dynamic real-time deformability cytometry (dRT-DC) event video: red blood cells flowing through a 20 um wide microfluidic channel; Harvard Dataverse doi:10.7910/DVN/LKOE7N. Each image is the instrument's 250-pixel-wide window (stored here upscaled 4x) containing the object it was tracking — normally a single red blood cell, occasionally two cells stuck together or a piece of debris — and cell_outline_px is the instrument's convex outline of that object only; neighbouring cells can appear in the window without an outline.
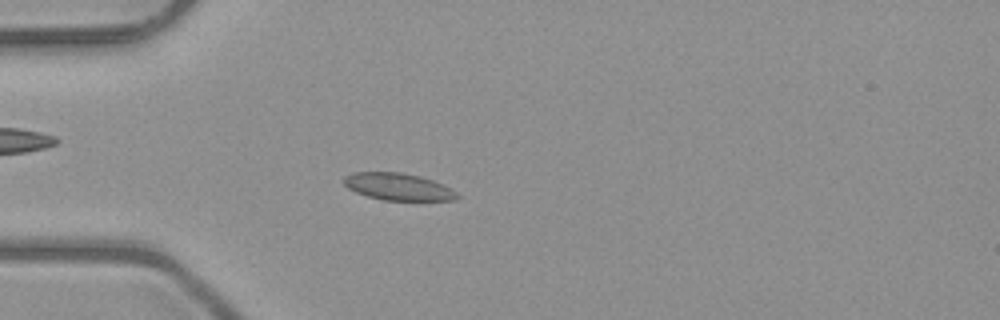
{"species": "common noctule bat (a hibernating species)", "species_latin": "Nyctalus noctula", "temperature_condition": "room temperature", "stored_images_in_passage": 52, "camera_frame_rate_fps": 3000, "um_per_image_px": 0.085, "animal": {"sex": "male", "body_mass_g": 23.1, "forearm_length_mm": 52.7}, "frame": {"image": 1, "passage_image": 15, "time_ms": 4.667, "image_size_px": [1000, 320], "cell_outline_px": [[460, 196], [456, 200], [384, 200], [368, 196], [356, 192], [348, 188], [344, 184], [344, 176], [352, 172], [400, 172], [420, 176], [444, 184], [452, 188]], "centroid_in_image_um": [33.86, 15.86], "position_along_channel_um": 51.1, "area_um2": 17.92}}
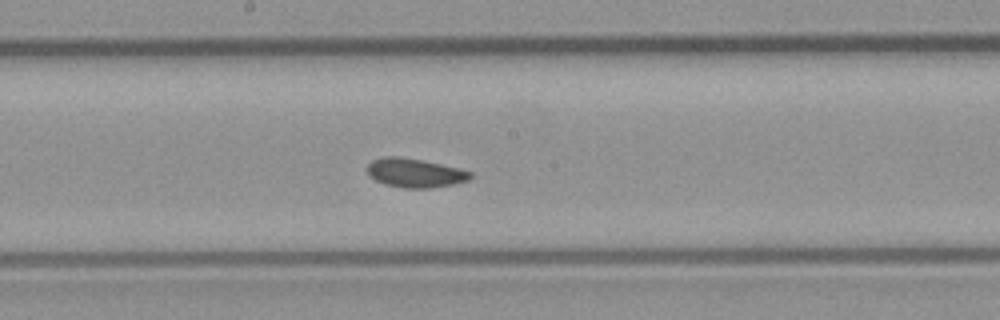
{"frame": {"image": 2, "passage_image": 28, "time_ms": 9.0, "image_size_px": [1000, 320], "cell_outline_px": [[472, 176], [468, 180], [456, 184], [428, 188], [404, 188], [384, 184], [368, 176], [368, 164], [372, 160], [384, 156], [396, 156], [420, 160], [440, 164], [472, 172]], "centroid_in_image_um": [35.25, 14.71], "position_along_channel_um": 213.0, "area_um2": 17.28}}
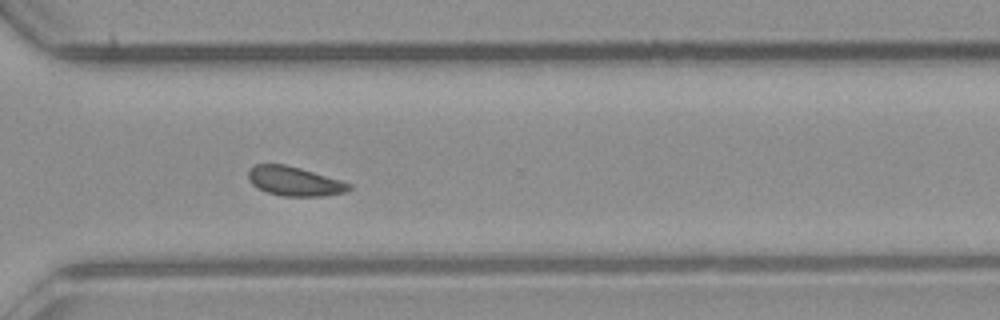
{"frame": {"image": 3, "passage_image": 38, "time_ms": 12.333, "image_size_px": [1000, 320], "cell_outline_px": [[352, 188], [348, 192], [320, 196], [284, 196], [268, 192], [252, 184], [248, 180], [248, 172], [256, 164], [284, 164], [300, 168], [340, 180], [352, 184]], "centroid_in_image_um": [25.06, 15.41], "position_along_channel_um": 345.5, "area_um2": 16.99}, "authors_computed_cell_mechanics": {"area_um2": 17.4845, "velocity_mm_per_s": 3.9945, "shape_relaxation_time_tau1_ms": 10.1329, "shape_relaxation_time_tau2_ms": null, "deformation_change_tau1": 0.0827, "deformation_change_tau2": null}}